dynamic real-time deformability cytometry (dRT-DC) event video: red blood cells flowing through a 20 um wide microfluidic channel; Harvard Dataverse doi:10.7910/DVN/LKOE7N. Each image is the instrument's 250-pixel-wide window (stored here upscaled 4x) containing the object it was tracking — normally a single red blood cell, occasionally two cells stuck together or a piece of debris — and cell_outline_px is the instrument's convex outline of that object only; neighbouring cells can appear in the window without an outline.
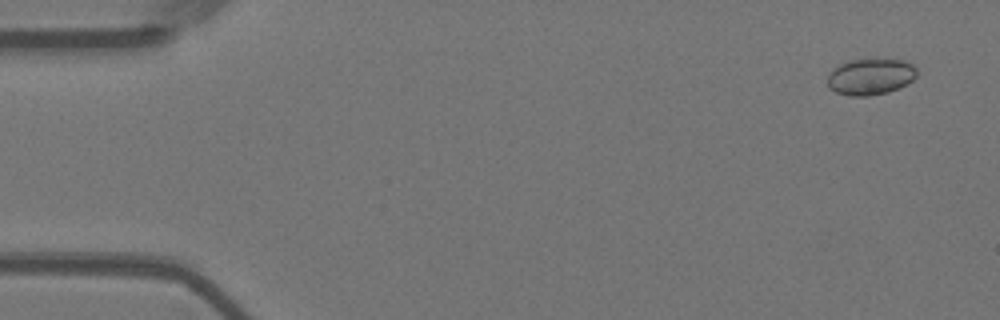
{"species": "Egyptian fruit bat (a non-hibernating species)", "species_latin": "Rousettus aegyptiacus", "temperature_condition": "warm", "stored_images_in_passage": 56, "camera_frame_rate_fps": 3000, "um_per_image_px": 0.085, "animal": {"sex": "female"}, "frame": {"image": 1, "passage_image": 3, "time_ms": 0.667, "image_size_px": [1000, 320], "cell_outline_px": [[916, 76], [908, 84], [888, 92], [868, 96], [848, 96], [836, 92], [828, 88], [828, 76], [840, 64], [848, 60], [904, 60], [912, 64], [916, 68]], "centroid_in_image_um": [74.0, 6.54], "position_along_channel_um": 11.0, "area_um2": 18.73}}
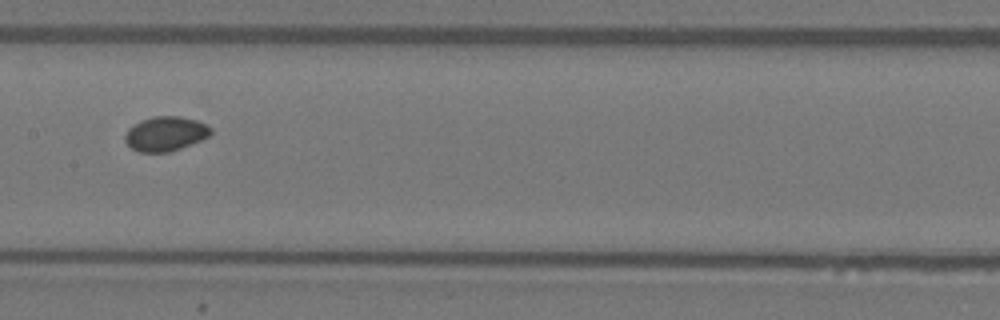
{"frame": {"image": 2, "passage_image": 28, "time_ms": 9.0, "image_size_px": [1000, 320], "cell_outline_px": [[212, 132], [208, 136], [200, 140], [180, 148], [168, 152], [140, 152], [132, 148], [124, 140], [124, 136], [128, 128], [140, 120], [152, 116], [180, 116], [196, 120], [208, 124], [212, 128]], "centroid_in_image_um": [14.06, 11.35], "position_along_channel_um": 193.3, "area_um2": 17.28}}
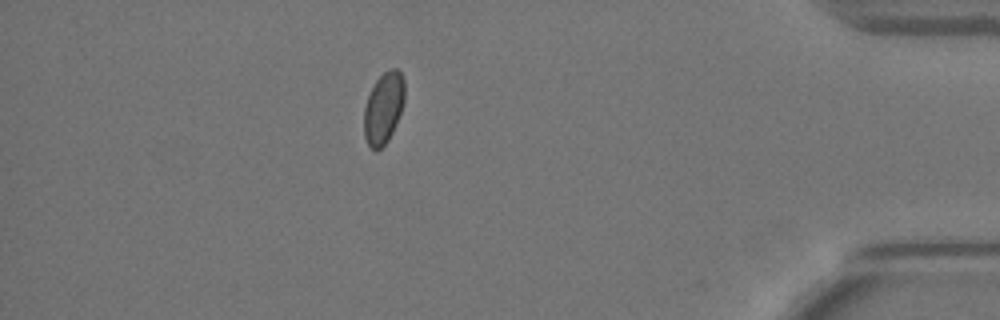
{"frame": {"image": 3, "passage_image": 49, "time_ms": 16.0, "image_size_px": [1000, 320], "cell_outline_px": [[404, 100], [396, 124], [388, 140], [376, 152], [368, 144], [364, 136], [364, 108], [368, 96], [376, 80], [384, 72], [392, 68], [396, 68], [400, 72], [404, 80]], "centroid_in_image_um": [32.59, 9.18], "position_along_channel_um": 402.6, "area_um2": 16.7}}